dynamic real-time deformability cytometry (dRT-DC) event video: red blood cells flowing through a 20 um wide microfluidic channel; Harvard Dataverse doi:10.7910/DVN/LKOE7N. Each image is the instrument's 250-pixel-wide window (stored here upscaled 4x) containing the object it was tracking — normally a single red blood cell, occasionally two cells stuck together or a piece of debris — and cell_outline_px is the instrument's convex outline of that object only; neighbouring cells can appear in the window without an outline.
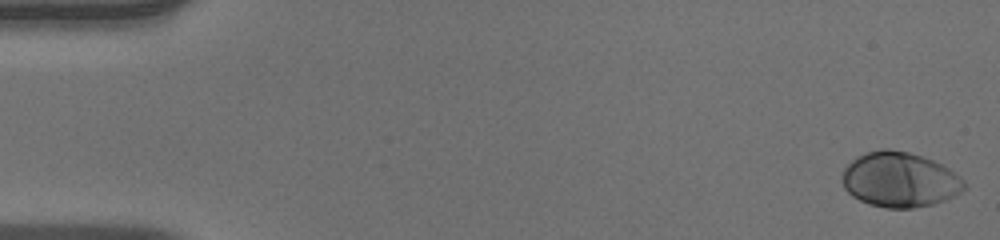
{"species": "human", "species_latin": "Homo sapiens", "temperature_condition": "warm", "stored_images_in_passage": 51, "camera_frame_rate_fps": 3000, "um_per_image_px": 0.085, "donor": {"sex": "male"}, "frame": {"image": 1, "passage_image": 1, "time_ms": 0.0, "image_size_px": [1000, 240], "cell_outline_px": [[968, 188], [944, 200], [932, 204], [912, 208], [884, 208], [868, 204], [852, 196], [844, 188], [840, 180], [844, 168], [856, 156], [864, 152], [880, 148], [888, 148], [908, 152], [932, 160], [948, 168], [960, 176], [968, 184]], "centroid_in_image_um": [76.45, 15.27], "position_along_channel_um": 8.6, "area_um2": 39.48}}
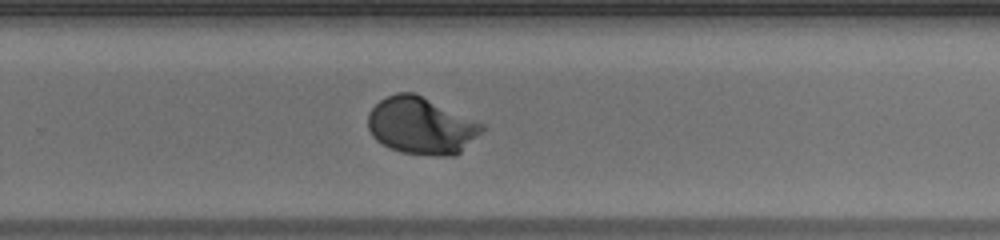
{"frame": {"image": 2, "passage_image": 34, "time_ms": 11.0, "image_size_px": [1000, 240], "cell_outline_px": [[484, 128], [456, 156], [436, 156], [400, 152], [388, 148], [376, 140], [372, 136], [368, 128], [368, 112], [380, 100], [396, 92], [416, 92], [484, 124]], "centroid_in_image_um": [35.77, 10.68], "position_along_channel_um": 294.0, "area_um2": 37.97}}
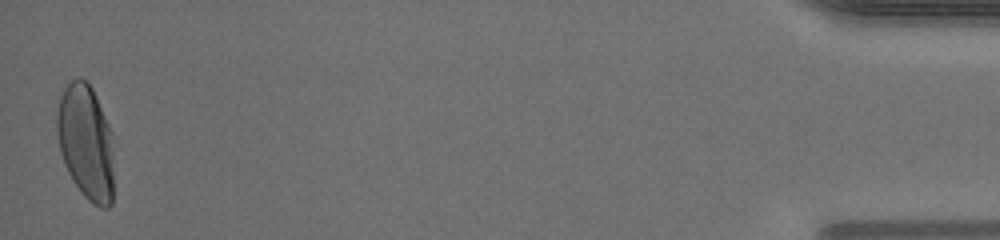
{"frame": {"image": 3, "passage_image": 51, "time_ms": 16.667, "image_size_px": [1000, 240], "cell_outline_px": [[112, 204], [108, 208], [100, 208], [88, 200], [84, 196], [72, 180], [64, 164], [60, 152], [56, 132], [56, 116], [60, 96], [64, 88], [72, 80], [80, 76], [92, 88], [96, 96], [112, 132]], "centroid_in_image_um": [7.28, 12.08], "position_along_channel_um": 427.9, "area_um2": 38.26}, "authors_computed_cell_mechanics": {"area_um2": 36.992, "velocity_mm_per_s": 3.9733, "shape_relaxation_time_tau1_ms": 2.6236, "shape_relaxation_time_tau2_ms": null, "deformation_change_tau1": 0.1655, "deformation_change_tau2": null}}